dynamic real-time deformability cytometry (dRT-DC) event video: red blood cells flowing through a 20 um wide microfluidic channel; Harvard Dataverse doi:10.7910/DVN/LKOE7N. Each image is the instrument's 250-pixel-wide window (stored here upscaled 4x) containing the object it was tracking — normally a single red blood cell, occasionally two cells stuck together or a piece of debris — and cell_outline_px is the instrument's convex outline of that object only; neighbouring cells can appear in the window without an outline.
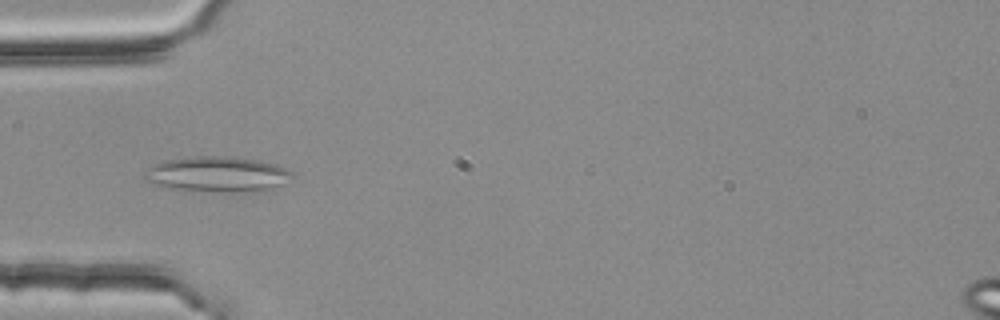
{"species": "common noctule bat (a hibernating species)", "species_latin": "Nyctalus noctula", "temperature_condition": "room temperature", "stored_images_in_passage": 3, "camera_frame_rate_fps": 3000, "um_per_image_px": 0.085, "animal": {"sex": "female", "body_mass_g": 25.1}, "frame": {"image": 1, "passage_image": 3, "time_ms": 0.667, "image_size_px": [1000, 320], "cell_outline_px": [[292, 172], [280, 184], [268, 192], [184, 192], [168, 188], [144, 180], [144, 172], [148, 168], [164, 160], [196, 156], [228, 156], [260, 160], [276, 164]], "centroid_in_image_um": [18.42, 14.84], "position_along_channel_um": 66.6, "area_um2": 30.98}}